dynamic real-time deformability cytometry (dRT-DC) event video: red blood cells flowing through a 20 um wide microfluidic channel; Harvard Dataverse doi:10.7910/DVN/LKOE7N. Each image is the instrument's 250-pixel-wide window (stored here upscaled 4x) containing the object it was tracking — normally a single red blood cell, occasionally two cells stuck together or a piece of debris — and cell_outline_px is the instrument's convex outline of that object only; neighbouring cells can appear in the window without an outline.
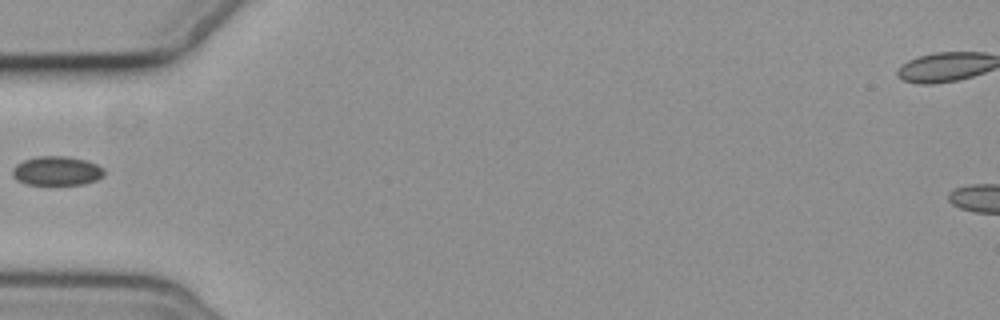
{"species": "common noctule bat (a hibernating species)", "species_latin": "Nyctalus noctula", "temperature_condition": "cold", "stored_images_in_passage": 5, "camera_frame_rate_fps": 3000, "um_per_image_px": 0.085, "animal": {"sex": "female", "body_mass_g": 19.3, "forearm_length_mm": 54.1}, "frame": {"image": 1, "passage_image": 4, "time_ms": 4.333, "image_size_px": [1000, 320], "cell_outline_px": [[104, 176], [96, 180], [84, 184], [28, 184], [16, 180], [12, 176], [12, 168], [16, 164], [24, 160], [36, 156], [68, 156], [84, 160], [96, 164], [104, 168]], "centroid_in_image_um": [4.81, 14.52], "position_along_channel_um": 80.2, "area_um2": 15.61}}
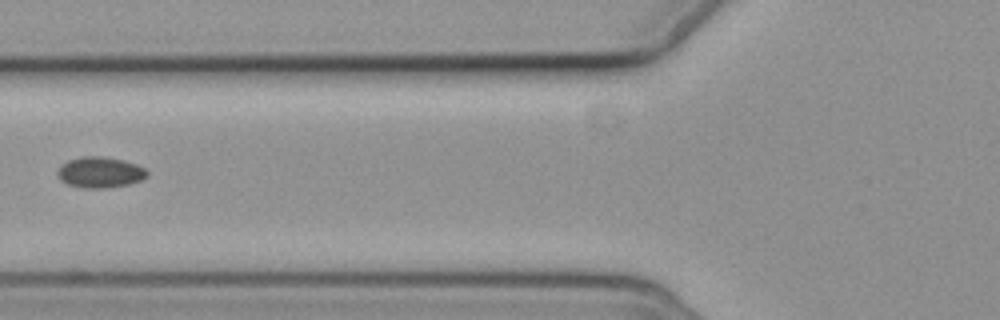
{"frame": {"image": 2, "passage_image": 5, "time_ms": 5.333, "image_size_px": [1000, 320], "cell_outline_px": [[148, 176], [140, 180], [128, 184], [104, 188], [84, 188], [68, 184], [60, 180], [56, 172], [60, 164], [68, 160], [84, 156], [100, 156], [124, 160], [136, 164], [144, 168], [148, 172]], "centroid_in_image_um": [8.48, 14.64], "position_along_channel_um": 117.3, "area_um2": 16.13}}